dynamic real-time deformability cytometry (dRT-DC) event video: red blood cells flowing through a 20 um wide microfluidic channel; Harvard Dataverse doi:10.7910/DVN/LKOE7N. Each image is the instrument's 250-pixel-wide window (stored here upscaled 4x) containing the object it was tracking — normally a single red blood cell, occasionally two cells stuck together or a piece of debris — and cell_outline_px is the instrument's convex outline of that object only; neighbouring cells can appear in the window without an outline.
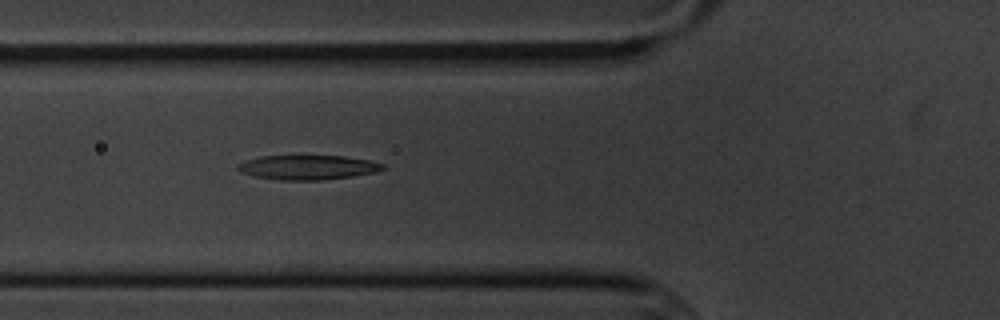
{"species": "common noctule bat (a hibernating species)", "species_latin": "Nyctalus noctula", "temperature_condition": "cold", "stored_images_in_passage": 6, "camera_frame_rate_fps": 3000, "um_per_image_px": 0.085, "animal": {"sex": "male", "body_mass_g": 20.1, "forearm_length_mm": 53.5}, "frame": {"image": 1, "passage_image": 6, "time_ms": 5.667, "image_size_px": [1000, 320], "cell_outline_px": [[388, 168], [376, 172], [352, 176], [324, 180], [280, 180], [252, 176], [240, 172], [236, 168], [236, 164], [244, 160], [260, 156], [344, 156], [368, 160], [384, 164]], "centroid_in_image_um": [26.13, 14.23], "position_along_channel_um": 99.7, "area_um2": 20.92}}